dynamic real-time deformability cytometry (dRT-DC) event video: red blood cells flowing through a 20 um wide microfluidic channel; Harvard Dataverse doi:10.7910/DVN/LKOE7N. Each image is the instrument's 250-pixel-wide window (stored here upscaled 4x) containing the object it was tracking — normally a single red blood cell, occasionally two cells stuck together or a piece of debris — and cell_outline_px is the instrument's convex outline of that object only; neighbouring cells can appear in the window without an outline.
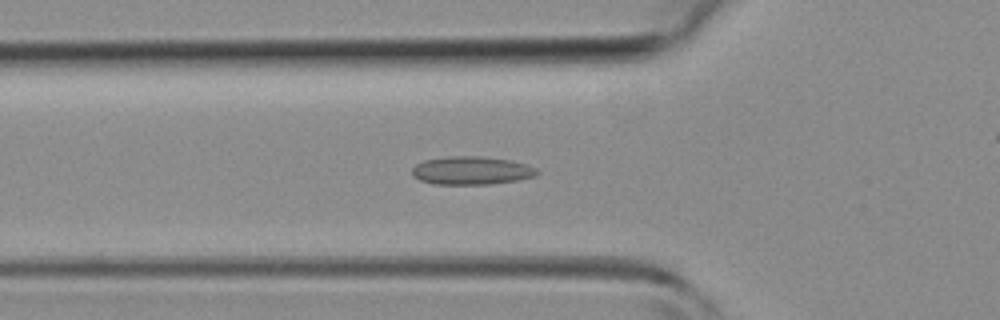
{"species": "common noctule bat (a hibernating species)", "species_latin": "Nyctalus noctula", "temperature_condition": "room temperature", "stored_images_in_passage": 45, "camera_frame_rate_fps": 3000, "um_per_image_px": 0.085, "animal": {"sex": "female", "body_mass_g": 19.3, "forearm_length_mm": 54.1}, "frame": {"image": 1, "passage_image": 15, "time_ms": 4.667, "image_size_px": [1000, 320], "cell_outline_px": [[540, 172], [536, 176], [516, 180], [488, 184], [432, 184], [420, 180], [412, 176], [412, 168], [416, 164], [424, 160], [448, 156], [484, 156], [512, 160], [536, 168]], "centroid_in_image_um": [40.06, 14.49], "position_along_channel_um": 85.7, "area_um2": 20.63}}
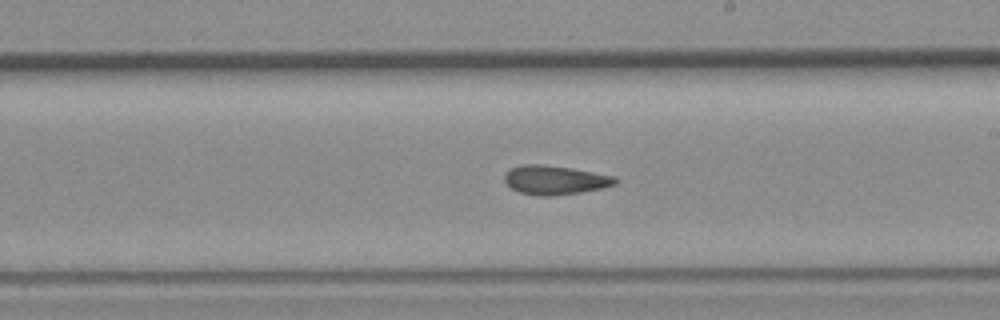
{"frame": {"image": 2, "passage_image": 25, "time_ms": 8.0, "image_size_px": [1000, 320], "cell_outline_px": [[620, 180], [616, 184], [604, 188], [580, 192], [552, 196], [536, 196], [520, 192], [512, 188], [504, 180], [504, 176], [512, 168], [524, 164], [540, 164], [572, 168], [616, 176]], "centroid_in_image_um": [47.23, 15.3], "position_along_channel_um": 241.8, "area_um2": 18.79}}
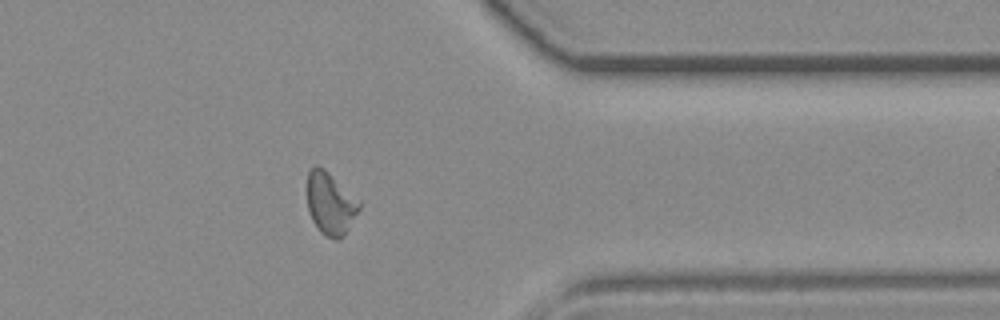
{"frame": {"image": 3, "passage_image": 35, "time_ms": 11.333, "image_size_px": [1000, 320], "cell_outline_px": [[360, 208], [344, 236], [340, 240], [336, 240], [320, 232], [312, 220], [308, 208], [308, 172], [316, 164], [324, 168], [360, 200]], "centroid_in_image_um": [28.1, 17.3], "position_along_channel_um": 383.3, "area_um2": 18.84}}